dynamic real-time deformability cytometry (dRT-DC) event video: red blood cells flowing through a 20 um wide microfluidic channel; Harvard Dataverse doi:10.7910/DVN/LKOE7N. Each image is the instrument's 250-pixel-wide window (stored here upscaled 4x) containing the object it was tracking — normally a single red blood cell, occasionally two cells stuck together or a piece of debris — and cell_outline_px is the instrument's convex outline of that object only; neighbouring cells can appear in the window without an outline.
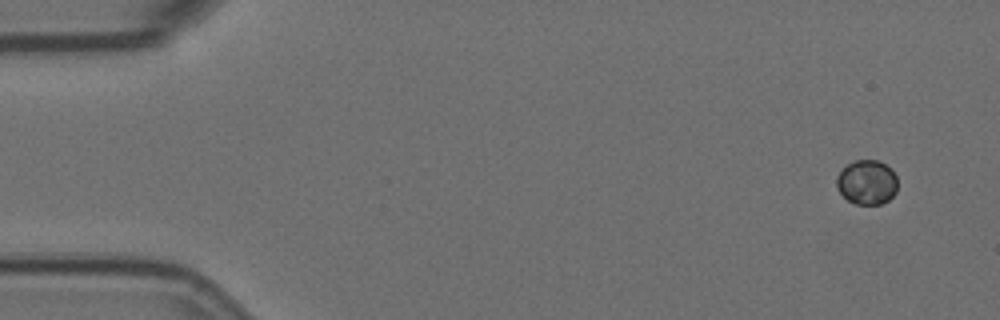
{"species": "Egyptian fruit bat (a non-hibernating species)", "species_latin": "Rousettus aegyptiacus", "temperature_condition": "room temperature", "stored_images_in_passage": 5, "camera_frame_rate_fps": 3000, "um_per_image_px": 0.085, "animal": {"sex": "female"}, "frame": {"image": 1, "passage_image": 1, "time_ms": 0.0, "image_size_px": [1000, 320], "cell_outline_px": [[896, 192], [888, 200], [880, 204], [856, 204], [848, 200], [836, 188], [836, 176], [848, 164], [856, 160], [876, 160], [892, 168], [896, 176]], "centroid_in_image_um": [73.68, 15.49], "position_along_channel_um": 11.3, "area_um2": 15.72}}